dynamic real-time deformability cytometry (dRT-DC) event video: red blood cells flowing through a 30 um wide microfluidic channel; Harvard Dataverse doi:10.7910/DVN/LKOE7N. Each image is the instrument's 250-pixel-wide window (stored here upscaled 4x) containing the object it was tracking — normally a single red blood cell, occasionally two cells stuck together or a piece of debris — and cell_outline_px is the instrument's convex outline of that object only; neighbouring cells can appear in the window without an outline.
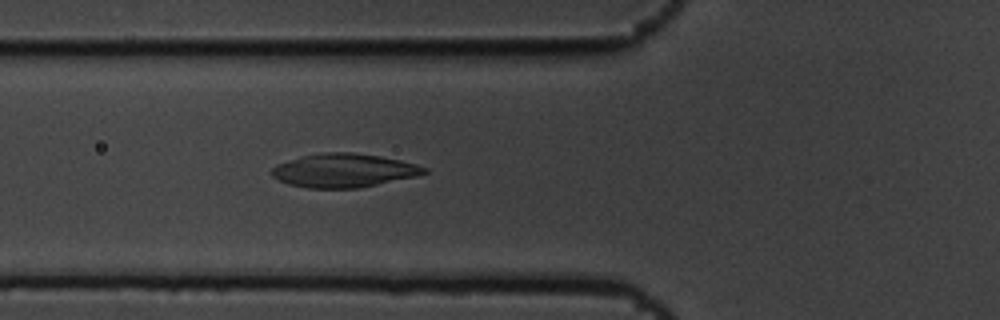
{"species": "common noctule bat (a hibernating species)", "species_latin": "Nyctalus noctula", "temperature_condition": "cold", "stored_images_in_passage": 6, "camera_frame_rate_fps": 3000, "um_per_image_px": 0.085, "animal": {"sex": "male", "body_mass_g": 19.5, "forearm_length_mm": 54.6}, "frame": {"image": 1, "passage_image": 6, "time_ms": 1.667, "image_size_px": [1000, 320], "cell_outline_px": [[428, 172], [416, 176], [360, 188], [308, 188], [288, 184], [272, 176], [272, 168], [276, 164], [304, 156], [324, 152], [352, 152], [380, 156], [400, 160], [416, 164], [428, 168]], "centroid_in_image_um": [29.24, 14.49], "position_along_channel_um": 96.6, "area_um2": 29.77}}